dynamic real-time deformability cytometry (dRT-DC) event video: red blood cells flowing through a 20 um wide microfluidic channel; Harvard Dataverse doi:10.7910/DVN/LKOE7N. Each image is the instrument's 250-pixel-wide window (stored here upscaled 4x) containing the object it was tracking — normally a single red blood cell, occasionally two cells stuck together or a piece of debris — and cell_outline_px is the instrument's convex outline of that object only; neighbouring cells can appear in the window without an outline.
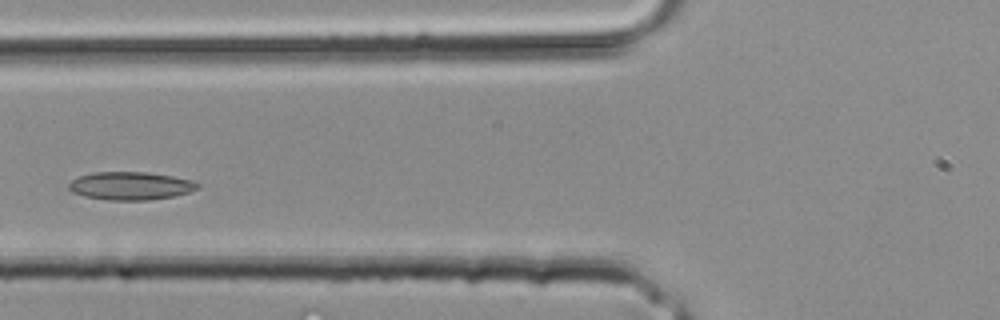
{"species": "common noctule bat (a hibernating species)", "species_latin": "Nyctalus noctula", "temperature_condition": "room temperature", "stored_images_in_passage": 13, "camera_frame_rate_fps": 3000, "um_per_image_px": 0.085, "animal": {"sex": "male", "body_mass_g": 20.4}, "frame": {"image": 1, "passage_image": 7, "time_ms": 2.0, "image_size_px": [1000, 320], "cell_outline_px": [[200, 188], [176, 196], [148, 200], [108, 200], [84, 196], [72, 192], [68, 188], [68, 184], [72, 180], [80, 176], [92, 172], [148, 172], [172, 176], [192, 180], [200, 184]], "centroid_in_image_um": [11.11, 15.8], "position_along_channel_um": 114.7, "area_um2": 21.15}}
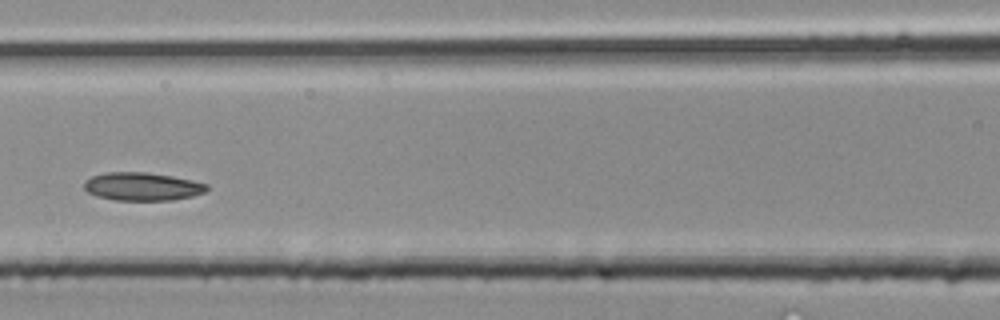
{"frame": {"image": 2, "passage_image": 9, "time_ms": 2.667, "image_size_px": [1000, 320], "cell_outline_px": [[208, 188], [204, 192], [192, 196], [172, 200], [116, 200], [96, 196], [88, 192], [84, 188], [84, 180], [92, 176], [104, 172], [148, 172], [172, 176], [192, 180], [208, 184]], "centroid_in_image_um": [12.07, 15.84], "position_along_channel_um": 154.5, "area_um2": 20.17}}
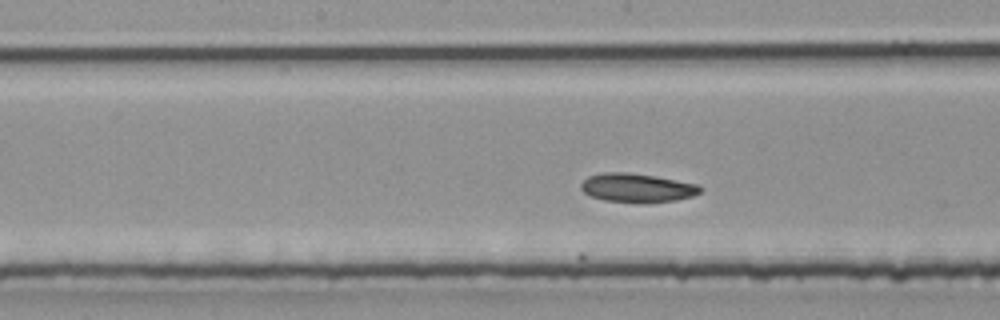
{"frame": {"image": 3, "passage_image": 11, "time_ms": 3.333, "image_size_px": [1000, 320], "cell_outline_px": [[704, 188], [700, 192], [692, 196], [676, 200], [604, 200], [592, 196], [584, 192], [580, 188], [580, 184], [588, 176], [600, 172], [628, 172], [656, 176], [696, 184]], "centroid_in_image_um": [54.12, 15.91], "position_along_channel_um": 194.1, "area_um2": 19.25}}